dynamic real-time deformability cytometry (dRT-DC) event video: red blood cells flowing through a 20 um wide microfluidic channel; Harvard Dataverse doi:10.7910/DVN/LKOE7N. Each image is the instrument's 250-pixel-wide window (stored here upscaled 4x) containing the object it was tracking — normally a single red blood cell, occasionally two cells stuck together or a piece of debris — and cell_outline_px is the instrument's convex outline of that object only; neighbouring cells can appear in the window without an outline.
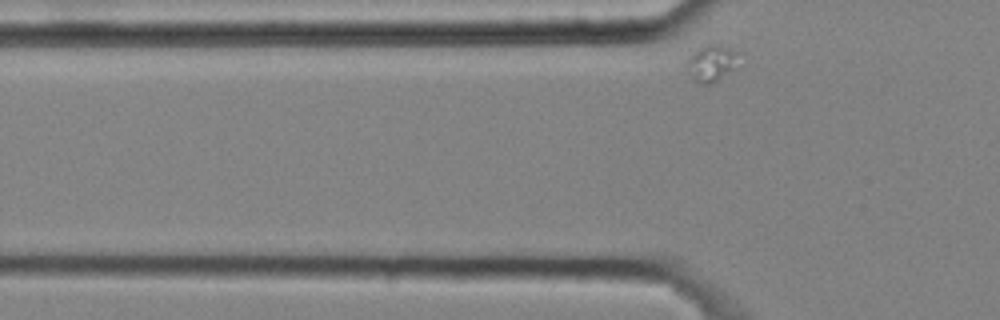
{"species": "common noctule bat (a hibernating species)", "species_latin": "Nyctalus noctula", "temperature_condition": "cold", "stored_images_in_passage": 2, "camera_frame_rate_fps": 3000, "um_per_image_px": 0.085, "animal": {"sex": "male", "body_mass_g": 20.4}, "frame": {"image": 1, "passage_image": 2, "time_ms": 0.333, "image_size_px": [1000, 320], "cell_outline_px": [[740, 52], [732, 68], [712, 84], [700, 84], [692, 76], [688, 60], [700, 48], [708, 44], [728, 48]], "centroid_in_image_um": [60.51, 5.37], "position_along_channel_um": 65.3, "area_um2": 10.0}}